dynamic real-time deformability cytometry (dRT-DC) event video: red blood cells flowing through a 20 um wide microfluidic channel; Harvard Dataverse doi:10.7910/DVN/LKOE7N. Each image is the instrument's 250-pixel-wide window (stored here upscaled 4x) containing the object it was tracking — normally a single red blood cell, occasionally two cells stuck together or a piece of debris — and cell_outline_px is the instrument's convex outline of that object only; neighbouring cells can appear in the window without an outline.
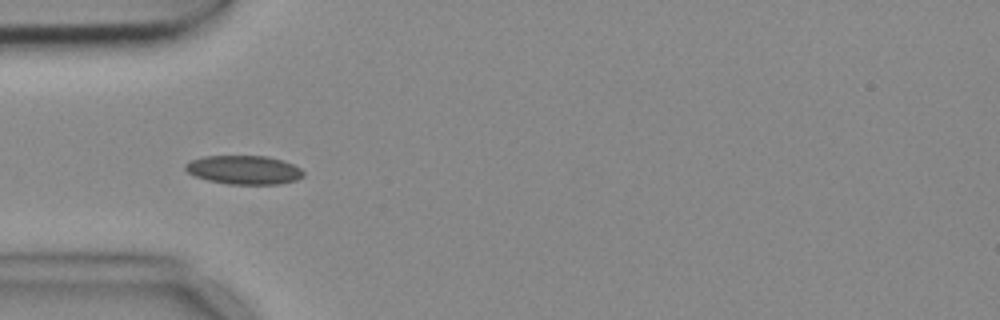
{"species": "common noctule bat (a hibernating species)", "species_latin": "Nyctalus noctula", "temperature_condition": "cold", "stored_images_in_passage": 5, "camera_frame_rate_fps": 3000, "um_per_image_px": 0.085, "animal": {"sex": "female", "body_mass_g": 18.4}, "frame": {"image": 1, "passage_image": 2, "time_ms": 0.333, "image_size_px": [1000, 320], "cell_outline_px": [[304, 176], [296, 180], [280, 184], [228, 184], [208, 180], [196, 176], [188, 172], [184, 168], [184, 164], [192, 160], [204, 156], [268, 156], [284, 160], [300, 168], [304, 172]], "centroid_in_image_um": [20.76, 14.44], "position_along_channel_um": 64.2, "area_um2": 19.83}}
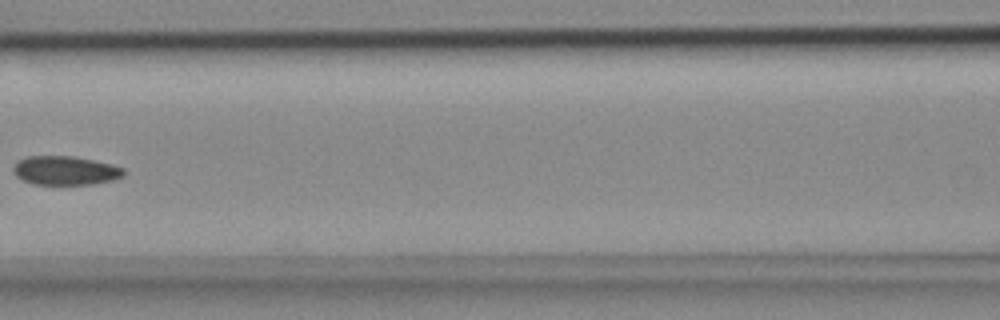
{"frame": {"image": 2, "passage_image": 4, "time_ms": 1.0, "image_size_px": [1000, 320], "cell_outline_px": [[124, 176], [112, 180], [92, 184], [32, 184], [16, 176], [12, 168], [16, 160], [28, 156], [72, 156], [112, 164], [124, 168]], "centroid_in_image_um": [5.53, 14.49], "position_along_channel_um": 161.1, "area_um2": 18.61}}
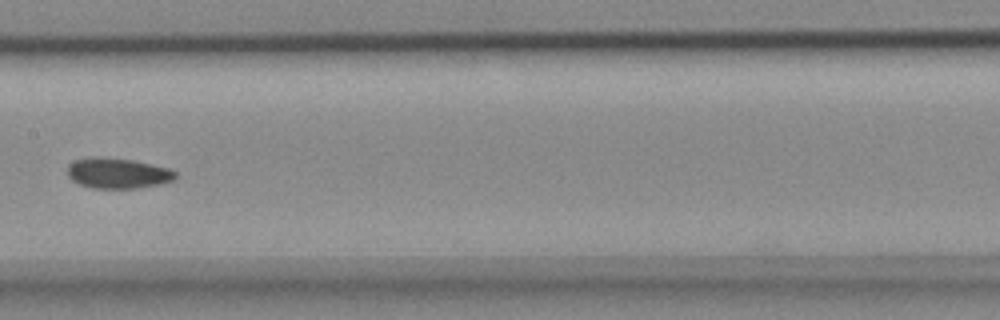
{"frame": {"image": 3, "passage_image": 5, "time_ms": 1.333, "image_size_px": [1000, 320], "cell_outline_px": [[176, 176], [172, 180], [160, 184], [136, 188], [92, 188], [80, 184], [72, 180], [68, 176], [68, 164], [76, 160], [92, 156], [104, 156], [132, 160], [152, 164], [168, 168], [176, 172]], "centroid_in_image_um": [9.98, 14.71], "position_along_channel_um": 197.4, "area_um2": 19.19}}